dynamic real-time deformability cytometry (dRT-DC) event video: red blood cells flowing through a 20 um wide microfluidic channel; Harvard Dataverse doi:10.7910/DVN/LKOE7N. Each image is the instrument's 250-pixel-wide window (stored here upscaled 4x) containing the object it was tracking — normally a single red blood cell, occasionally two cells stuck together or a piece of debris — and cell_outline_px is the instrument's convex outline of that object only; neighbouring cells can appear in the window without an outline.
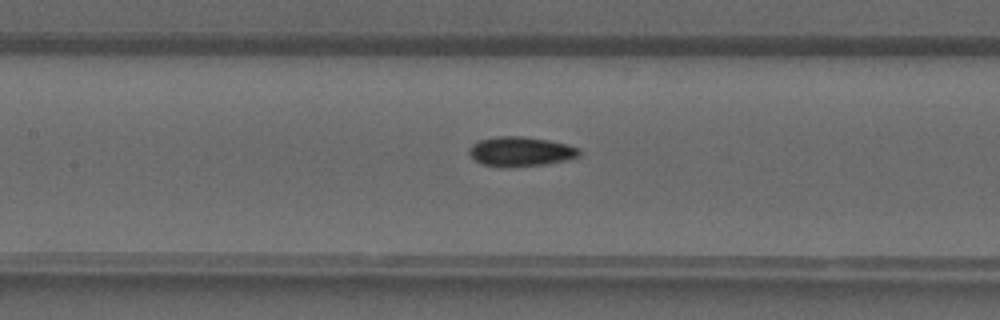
{"species": "common noctule bat (a hibernating species)", "species_latin": "Nyctalus noctula", "temperature_condition": "warm", "stored_images_in_passage": 40, "camera_frame_rate_fps": 3000, "um_per_image_px": 0.085, "animal": {"sex": "male", "forearm_length_mm": 52.5}, "frame": {"image": 1, "passage_image": 19, "time_ms": 6.0, "image_size_px": [1000, 320], "cell_outline_px": [[580, 156], [564, 160], [544, 164], [484, 164], [476, 160], [468, 152], [468, 148], [472, 144], [480, 140], [496, 136], [524, 136], [548, 140], [568, 144], [580, 148]], "centroid_in_image_um": [44.3, 12.81], "position_along_channel_um": 163.1, "area_um2": 18.15}}
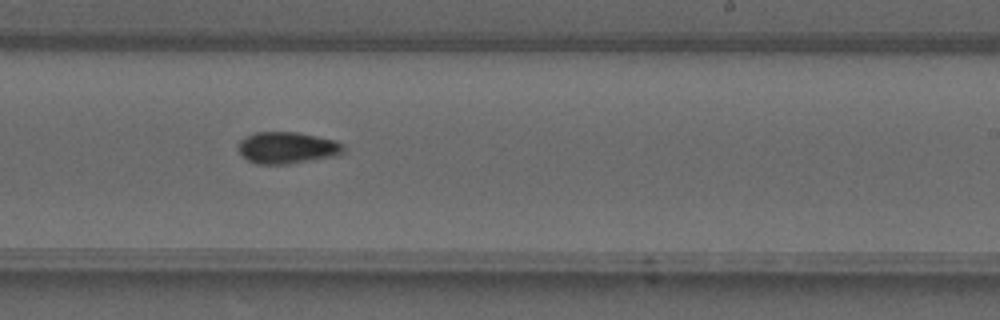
{"frame": {"image": 2, "passage_image": 25, "time_ms": 8.0, "image_size_px": [1000, 320], "cell_outline_px": [[344, 152], [340, 156], [288, 164], [256, 164], [240, 156], [236, 144], [240, 140], [256, 132], [296, 132], [336, 140], [344, 148]], "centroid_in_image_um": [24.39, 12.57], "position_along_channel_um": 264.6, "area_um2": 19.71}}
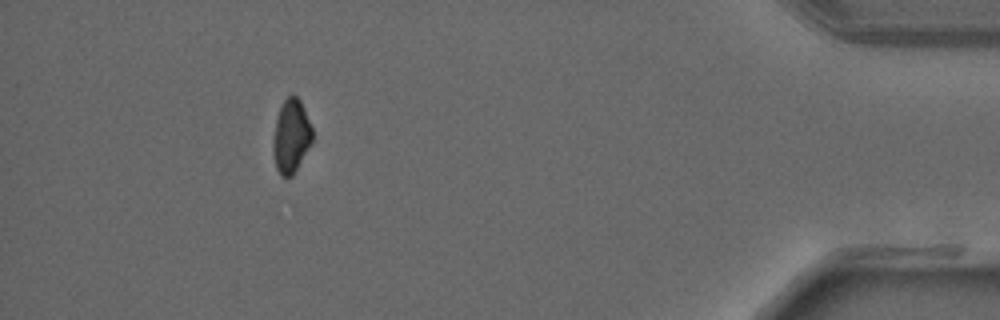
{"frame": {"image": 3, "passage_image": 37, "time_ms": 12.0, "image_size_px": [1000, 320], "cell_outline_px": [[312, 140], [292, 176], [280, 176], [276, 168], [272, 148], [272, 140], [276, 120], [280, 108], [284, 100], [292, 92], [300, 100], [304, 108], [312, 128]], "centroid_in_image_um": [24.72, 11.55], "position_along_channel_um": 410.5, "area_um2": 16.65}}